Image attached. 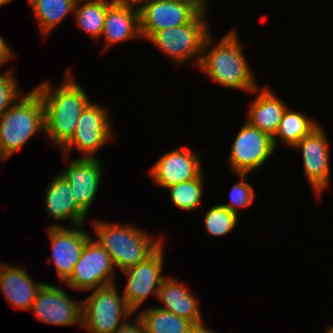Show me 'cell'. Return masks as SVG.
<instances>
[{
	"instance_id": "obj_1",
	"label": "cell",
	"mask_w": 333,
	"mask_h": 333,
	"mask_svg": "<svg viewBox=\"0 0 333 333\" xmlns=\"http://www.w3.org/2000/svg\"><path fill=\"white\" fill-rule=\"evenodd\" d=\"M65 75L63 83L55 89L49 82L34 88L41 95L44 106V134L60 149L74 135L79 117L91 102L71 72Z\"/></svg>"
},
{
	"instance_id": "obj_2",
	"label": "cell",
	"mask_w": 333,
	"mask_h": 333,
	"mask_svg": "<svg viewBox=\"0 0 333 333\" xmlns=\"http://www.w3.org/2000/svg\"><path fill=\"white\" fill-rule=\"evenodd\" d=\"M210 35L211 33L203 45L198 64L199 71H203L211 80L223 87L256 93L259 86L256 84L254 72L244 57L236 29L226 33L215 46H212V49L206 51L213 42V37Z\"/></svg>"
},
{
	"instance_id": "obj_3",
	"label": "cell",
	"mask_w": 333,
	"mask_h": 333,
	"mask_svg": "<svg viewBox=\"0 0 333 333\" xmlns=\"http://www.w3.org/2000/svg\"><path fill=\"white\" fill-rule=\"evenodd\" d=\"M95 240L108 252L114 267L122 271L149 257L162 243L145 230L132 225L111 224L94 220Z\"/></svg>"
},
{
	"instance_id": "obj_4",
	"label": "cell",
	"mask_w": 333,
	"mask_h": 333,
	"mask_svg": "<svg viewBox=\"0 0 333 333\" xmlns=\"http://www.w3.org/2000/svg\"><path fill=\"white\" fill-rule=\"evenodd\" d=\"M18 100L0 116V162L11 158L35 134L45 130L41 95L33 89Z\"/></svg>"
},
{
	"instance_id": "obj_5",
	"label": "cell",
	"mask_w": 333,
	"mask_h": 333,
	"mask_svg": "<svg viewBox=\"0 0 333 333\" xmlns=\"http://www.w3.org/2000/svg\"><path fill=\"white\" fill-rule=\"evenodd\" d=\"M206 10L207 4L188 23L159 30L148 40L178 67L192 59L198 67L204 42L210 34Z\"/></svg>"
},
{
	"instance_id": "obj_6",
	"label": "cell",
	"mask_w": 333,
	"mask_h": 333,
	"mask_svg": "<svg viewBox=\"0 0 333 333\" xmlns=\"http://www.w3.org/2000/svg\"><path fill=\"white\" fill-rule=\"evenodd\" d=\"M133 312L116 284L100 287L82 301L81 327L90 333H113Z\"/></svg>"
},
{
	"instance_id": "obj_7",
	"label": "cell",
	"mask_w": 333,
	"mask_h": 333,
	"mask_svg": "<svg viewBox=\"0 0 333 333\" xmlns=\"http://www.w3.org/2000/svg\"><path fill=\"white\" fill-rule=\"evenodd\" d=\"M139 6L141 37L148 40L155 32L188 23L207 0H134Z\"/></svg>"
},
{
	"instance_id": "obj_8",
	"label": "cell",
	"mask_w": 333,
	"mask_h": 333,
	"mask_svg": "<svg viewBox=\"0 0 333 333\" xmlns=\"http://www.w3.org/2000/svg\"><path fill=\"white\" fill-rule=\"evenodd\" d=\"M111 124L106 107L91 101L79 117L74 135L61 148L65 159L74 147L82 158H96L100 148L114 138Z\"/></svg>"
},
{
	"instance_id": "obj_9",
	"label": "cell",
	"mask_w": 333,
	"mask_h": 333,
	"mask_svg": "<svg viewBox=\"0 0 333 333\" xmlns=\"http://www.w3.org/2000/svg\"><path fill=\"white\" fill-rule=\"evenodd\" d=\"M115 269L108 252L91 237L65 283L80 291L112 285L115 283Z\"/></svg>"
},
{
	"instance_id": "obj_10",
	"label": "cell",
	"mask_w": 333,
	"mask_h": 333,
	"mask_svg": "<svg viewBox=\"0 0 333 333\" xmlns=\"http://www.w3.org/2000/svg\"><path fill=\"white\" fill-rule=\"evenodd\" d=\"M274 151L273 138L245 121L229 152L231 172L250 174L261 167Z\"/></svg>"
},
{
	"instance_id": "obj_11",
	"label": "cell",
	"mask_w": 333,
	"mask_h": 333,
	"mask_svg": "<svg viewBox=\"0 0 333 333\" xmlns=\"http://www.w3.org/2000/svg\"><path fill=\"white\" fill-rule=\"evenodd\" d=\"M163 245L162 243L149 257L136 266L123 271L127 277V284L122 295L133 311L137 310L151 294L157 297L165 279V276L161 275L164 264Z\"/></svg>"
},
{
	"instance_id": "obj_12",
	"label": "cell",
	"mask_w": 333,
	"mask_h": 333,
	"mask_svg": "<svg viewBox=\"0 0 333 333\" xmlns=\"http://www.w3.org/2000/svg\"><path fill=\"white\" fill-rule=\"evenodd\" d=\"M30 311L37 320L47 324H82V301L76 302L62 288L49 283L42 284Z\"/></svg>"
},
{
	"instance_id": "obj_13",
	"label": "cell",
	"mask_w": 333,
	"mask_h": 333,
	"mask_svg": "<svg viewBox=\"0 0 333 333\" xmlns=\"http://www.w3.org/2000/svg\"><path fill=\"white\" fill-rule=\"evenodd\" d=\"M319 124L308 135L304 136L294 149H301L305 176L315 194L321 196L330 184L329 141Z\"/></svg>"
},
{
	"instance_id": "obj_14",
	"label": "cell",
	"mask_w": 333,
	"mask_h": 333,
	"mask_svg": "<svg viewBox=\"0 0 333 333\" xmlns=\"http://www.w3.org/2000/svg\"><path fill=\"white\" fill-rule=\"evenodd\" d=\"M82 227L83 225L63 227L54 223L47 229L52 244V256L48 260L54 262L62 284L71 277L85 243L91 238Z\"/></svg>"
},
{
	"instance_id": "obj_15",
	"label": "cell",
	"mask_w": 333,
	"mask_h": 333,
	"mask_svg": "<svg viewBox=\"0 0 333 333\" xmlns=\"http://www.w3.org/2000/svg\"><path fill=\"white\" fill-rule=\"evenodd\" d=\"M200 160L199 153L180 146L161 155L148 171L158 186L167 189L197 178L203 172Z\"/></svg>"
},
{
	"instance_id": "obj_16",
	"label": "cell",
	"mask_w": 333,
	"mask_h": 333,
	"mask_svg": "<svg viewBox=\"0 0 333 333\" xmlns=\"http://www.w3.org/2000/svg\"><path fill=\"white\" fill-rule=\"evenodd\" d=\"M60 174L71 188L77 206L88 215V210L96 197L104 174L102 164L96 158L79 157L72 160Z\"/></svg>"
},
{
	"instance_id": "obj_17",
	"label": "cell",
	"mask_w": 333,
	"mask_h": 333,
	"mask_svg": "<svg viewBox=\"0 0 333 333\" xmlns=\"http://www.w3.org/2000/svg\"><path fill=\"white\" fill-rule=\"evenodd\" d=\"M134 0H115L105 16L101 37H104L106 48L116 43L142 38L140 33L139 9Z\"/></svg>"
},
{
	"instance_id": "obj_18",
	"label": "cell",
	"mask_w": 333,
	"mask_h": 333,
	"mask_svg": "<svg viewBox=\"0 0 333 333\" xmlns=\"http://www.w3.org/2000/svg\"><path fill=\"white\" fill-rule=\"evenodd\" d=\"M185 284L171 276L165 277L156 297L164 306L158 308L192 321L201 331L209 329L204 326L199 298L196 299V293H192Z\"/></svg>"
},
{
	"instance_id": "obj_19",
	"label": "cell",
	"mask_w": 333,
	"mask_h": 333,
	"mask_svg": "<svg viewBox=\"0 0 333 333\" xmlns=\"http://www.w3.org/2000/svg\"><path fill=\"white\" fill-rule=\"evenodd\" d=\"M31 274L21 267L0 264V291L16 309L31 310L42 282H34Z\"/></svg>"
},
{
	"instance_id": "obj_20",
	"label": "cell",
	"mask_w": 333,
	"mask_h": 333,
	"mask_svg": "<svg viewBox=\"0 0 333 333\" xmlns=\"http://www.w3.org/2000/svg\"><path fill=\"white\" fill-rule=\"evenodd\" d=\"M48 185L44 199L49 218L55 219V221L70 220L73 227L83 225L87 216L77 206L66 179L58 173Z\"/></svg>"
},
{
	"instance_id": "obj_21",
	"label": "cell",
	"mask_w": 333,
	"mask_h": 333,
	"mask_svg": "<svg viewBox=\"0 0 333 333\" xmlns=\"http://www.w3.org/2000/svg\"><path fill=\"white\" fill-rule=\"evenodd\" d=\"M259 89H256L259 95L249 106L246 121L273 138L288 106L268 86Z\"/></svg>"
},
{
	"instance_id": "obj_22",
	"label": "cell",
	"mask_w": 333,
	"mask_h": 333,
	"mask_svg": "<svg viewBox=\"0 0 333 333\" xmlns=\"http://www.w3.org/2000/svg\"><path fill=\"white\" fill-rule=\"evenodd\" d=\"M143 322L145 333H200L190 320L176 316L164 309L153 307L137 314Z\"/></svg>"
},
{
	"instance_id": "obj_23",
	"label": "cell",
	"mask_w": 333,
	"mask_h": 333,
	"mask_svg": "<svg viewBox=\"0 0 333 333\" xmlns=\"http://www.w3.org/2000/svg\"><path fill=\"white\" fill-rule=\"evenodd\" d=\"M319 123L312 117L290 110L289 107L285 110L280 121L279 128L273 137L274 147L278 145V138L285 145L293 148L304 136L308 135Z\"/></svg>"
},
{
	"instance_id": "obj_24",
	"label": "cell",
	"mask_w": 333,
	"mask_h": 333,
	"mask_svg": "<svg viewBox=\"0 0 333 333\" xmlns=\"http://www.w3.org/2000/svg\"><path fill=\"white\" fill-rule=\"evenodd\" d=\"M115 0H87L75 3L74 13L77 26L89 34L92 39L98 40L104 28L105 16L108 7Z\"/></svg>"
},
{
	"instance_id": "obj_25",
	"label": "cell",
	"mask_w": 333,
	"mask_h": 333,
	"mask_svg": "<svg viewBox=\"0 0 333 333\" xmlns=\"http://www.w3.org/2000/svg\"><path fill=\"white\" fill-rule=\"evenodd\" d=\"M30 8L37 17L43 36L49 35L67 14L74 13L72 0H29Z\"/></svg>"
},
{
	"instance_id": "obj_26",
	"label": "cell",
	"mask_w": 333,
	"mask_h": 333,
	"mask_svg": "<svg viewBox=\"0 0 333 333\" xmlns=\"http://www.w3.org/2000/svg\"><path fill=\"white\" fill-rule=\"evenodd\" d=\"M203 173L197 178L167 188L170 191L171 200L179 209L192 211L200 206L204 185Z\"/></svg>"
},
{
	"instance_id": "obj_27",
	"label": "cell",
	"mask_w": 333,
	"mask_h": 333,
	"mask_svg": "<svg viewBox=\"0 0 333 333\" xmlns=\"http://www.w3.org/2000/svg\"><path fill=\"white\" fill-rule=\"evenodd\" d=\"M239 217L222 204L211 207L204 218L205 229L209 235L225 236L237 225Z\"/></svg>"
},
{
	"instance_id": "obj_28",
	"label": "cell",
	"mask_w": 333,
	"mask_h": 333,
	"mask_svg": "<svg viewBox=\"0 0 333 333\" xmlns=\"http://www.w3.org/2000/svg\"><path fill=\"white\" fill-rule=\"evenodd\" d=\"M248 173H236L239 182L230 191V203L222 204L239 217V209L248 207L254 200L255 192L251 184L246 181Z\"/></svg>"
},
{
	"instance_id": "obj_29",
	"label": "cell",
	"mask_w": 333,
	"mask_h": 333,
	"mask_svg": "<svg viewBox=\"0 0 333 333\" xmlns=\"http://www.w3.org/2000/svg\"><path fill=\"white\" fill-rule=\"evenodd\" d=\"M13 73L12 69H10L0 74V116L22 95Z\"/></svg>"
},
{
	"instance_id": "obj_30",
	"label": "cell",
	"mask_w": 333,
	"mask_h": 333,
	"mask_svg": "<svg viewBox=\"0 0 333 333\" xmlns=\"http://www.w3.org/2000/svg\"><path fill=\"white\" fill-rule=\"evenodd\" d=\"M132 318L134 319L133 322L130 321L128 322L127 320L121 327H119L113 333H145L143 322L140 320L137 314H135V316H133Z\"/></svg>"
},
{
	"instance_id": "obj_31",
	"label": "cell",
	"mask_w": 333,
	"mask_h": 333,
	"mask_svg": "<svg viewBox=\"0 0 333 333\" xmlns=\"http://www.w3.org/2000/svg\"><path fill=\"white\" fill-rule=\"evenodd\" d=\"M14 52L10 49V46L6 43L5 39L0 36V67L5 65L7 61L13 58Z\"/></svg>"
},
{
	"instance_id": "obj_32",
	"label": "cell",
	"mask_w": 333,
	"mask_h": 333,
	"mask_svg": "<svg viewBox=\"0 0 333 333\" xmlns=\"http://www.w3.org/2000/svg\"><path fill=\"white\" fill-rule=\"evenodd\" d=\"M11 1H13V0H0V7L10 3Z\"/></svg>"
},
{
	"instance_id": "obj_33",
	"label": "cell",
	"mask_w": 333,
	"mask_h": 333,
	"mask_svg": "<svg viewBox=\"0 0 333 333\" xmlns=\"http://www.w3.org/2000/svg\"><path fill=\"white\" fill-rule=\"evenodd\" d=\"M200 333H216L215 331H213L212 329H206V330H202ZM231 333V332H229Z\"/></svg>"
},
{
	"instance_id": "obj_34",
	"label": "cell",
	"mask_w": 333,
	"mask_h": 333,
	"mask_svg": "<svg viewBox=\"0 0 333 333\" xmlns=\"http://www.w3.org/2000/svg\"><path fill=\"white\" fill-rule=\"evenodd\" d=\"M325 333H333V325L332 326L330 325Z\"/></svg>"
},
{
	"instance_id": "obj_35",
	"label": "cell",
	"mask_w": 333,
	"mask_h": 333,
	"mask_svg": "<svg viewBox=\"0 0 333 333\" xmlns=\"http://www.w3.org/2000/svg\"><path fill=\"white\" fill-rule=\"evenodd\" d=\"M74 3H78V2H83V1H86V0H72Z\"/></svg>"
}]
</instances>
